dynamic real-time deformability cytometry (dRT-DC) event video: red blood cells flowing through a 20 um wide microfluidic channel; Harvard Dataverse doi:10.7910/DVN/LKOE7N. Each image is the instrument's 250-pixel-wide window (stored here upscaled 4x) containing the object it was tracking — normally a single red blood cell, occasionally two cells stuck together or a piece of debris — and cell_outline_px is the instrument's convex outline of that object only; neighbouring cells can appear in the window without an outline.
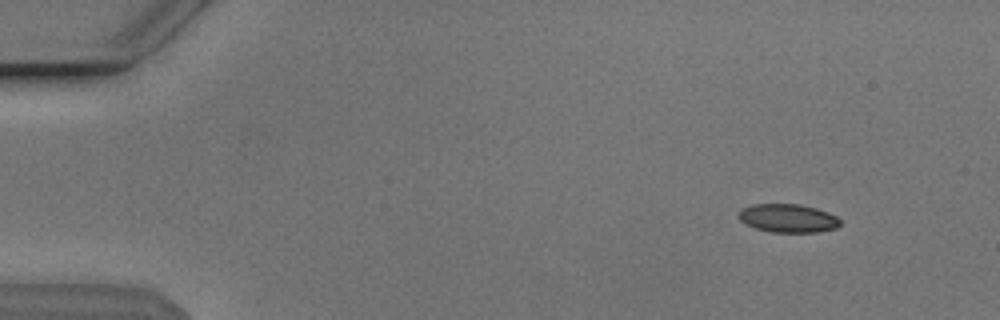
{"species": "Egyptian fruit bat (a non-hibernating species)", "species_latin": "Rousettus aegyptiacus", "temperature_condition": "cold", "stored_images_in_passage": 50, "segment_of_instrument_passage": [1, 2], "camera_frame_rate_fps": 3000, "um_per_image_px": 0.085, "animal": {"sex": "male"}, "frame": {"image": 1, "passage_image": 1, "time_ms": 0.0, "image_size_px": [1000, 320], "cell_outline_px": [[840, 224], [836, 228], [816, 232], [772, 232], [756, 228], [740, 220], [740, 208], [752, 204], [800, 204], [816, 208], [828, 212], [836, 216], [840, 220]], "centroid_in_image_um": [66.99, 18.54], "position_along_channel_um": 18.0, "area_um2": 16.7}}
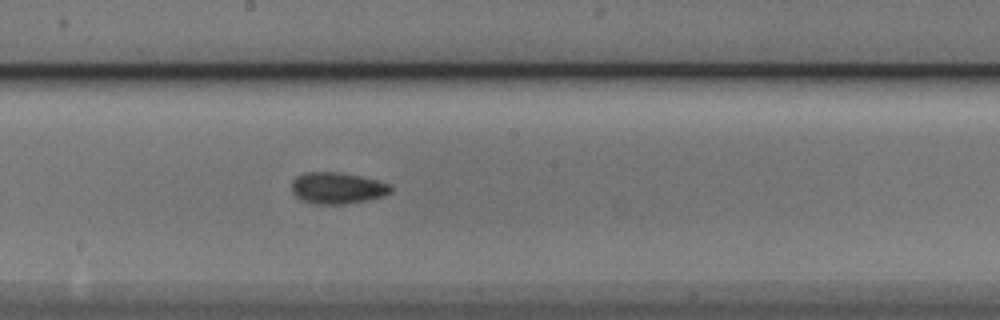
{"frame": {"image": 2, "passage_image": 25, "time_ms": 8.0, "image_size_px": [1000, 320], "cell_outline_px": [[392, 192], [384, 196], [368, 200], [344, 204], [316, 204], [300, 200], [292, 192], [292, 180], [296, 176], [304, 172], [340, 172], [360, 176], [392, 184]], "centroid_in_image_um": [28.68, 15.98], "position_along_channel_um": 219.5, "area_um2": 18.38}}
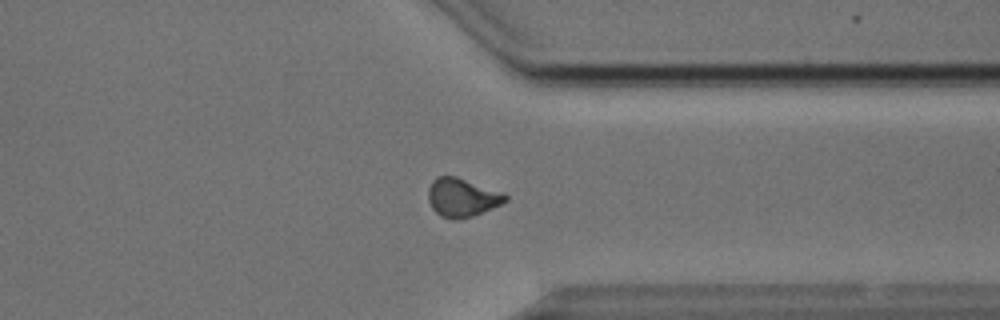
{"frame": {"image": 3, "passage_image": 37, "time_ms": 12.0, "image_size_px": [1000, 320], "cell_outline_px": [[508, 200], [500, 204], [472, 216], [460, 220], [452, 220], [440, 216], [432, 208], [428, 200], [428, 188], [432, 180], [436, 176], [456, 176], [504, 192], [508, 196]], "centroid_in_image_um": [39.26, 16.78], "position_along_channel_um": 372.1, "area_um2": 17.51}}